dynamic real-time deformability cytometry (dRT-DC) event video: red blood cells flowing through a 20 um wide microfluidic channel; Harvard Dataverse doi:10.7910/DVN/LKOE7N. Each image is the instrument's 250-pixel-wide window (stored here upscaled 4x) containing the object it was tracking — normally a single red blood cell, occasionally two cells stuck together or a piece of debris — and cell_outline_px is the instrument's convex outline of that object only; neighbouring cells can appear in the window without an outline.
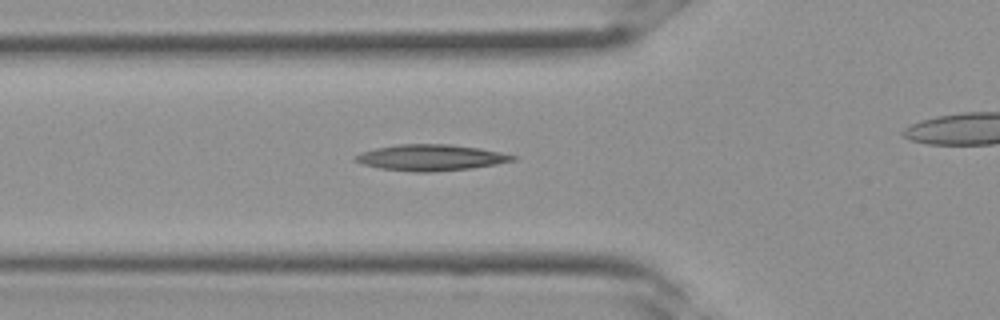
{"species": "Egyptian fruit bat (a non-hibernating species)", "species_latin": "Rousettus aegyptiacus", "temperature_condition": "room temperature", "stored_images_in_passage": 21, "camera_frame_rate_fps": 3000, "um_per_image_px": 0.085, "frame": {"image": 1, "passage_image": 5, "time_ms": 1.333, "image_size_px": [1000, 320], "cell_outline_px": [[520, 156], [516, 160], [496, 164], [472, 168], [432, 172], [412, 172], [380, 168], [360, 164], [352, 160], [352, 156], [360, 152], [376, 148], [400, 144], [448, 144], [480, 148]], "centroid_in_image_um": [36.59, 13.4], "position_along_channel_um": 89.2, "area_um2": 24.22}}
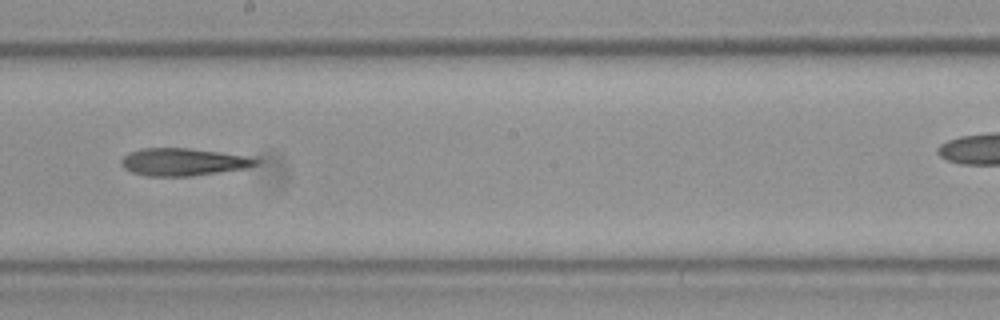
{"frame": {"image": 2, "passage_image": 12, "time_ms": 3.667, "image_size_px": [1000, 320], "cell_outline_px": [[260, 164], [248, 168], [192, 176], [148, 176], [132, 172], [124, 168], [120, 164], [120, 160], [128, 152], [140, 148], [188, 148], [220, 152], [244, 156], [260, 160]], "centroid_in_image_um": [15.56, 13.77], "position_along_channel_um": 232.6, "area_um2": 21.68}}
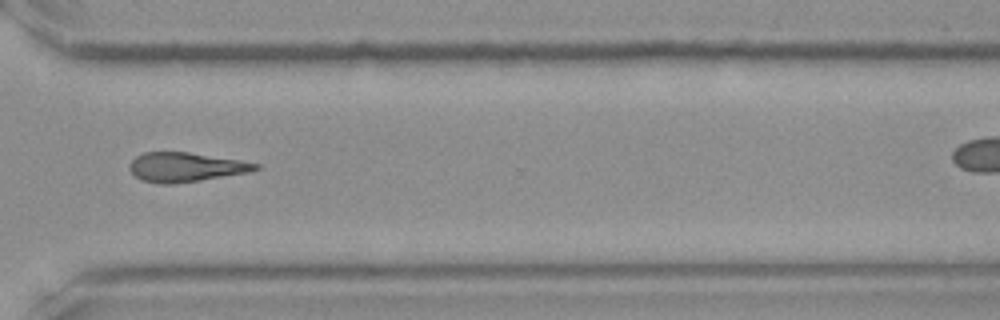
{"frame": {"image": 3, "passage_image": 18, "time_ms": 5.667, "image_size_px": [1000, 320], "cell_outline_px": [[260, 168], [248, 172], [200, 180], [172, 184], [160, 184], [140, 180], [128, 168], [128, 164], [136, 156], [144, 152], [188, 152], [240, 160], [260, 164]], "centroid_in_image_um": [15.74, 14.2], "position_along_channel_um": 354.9, "area_um2": 21.44}}